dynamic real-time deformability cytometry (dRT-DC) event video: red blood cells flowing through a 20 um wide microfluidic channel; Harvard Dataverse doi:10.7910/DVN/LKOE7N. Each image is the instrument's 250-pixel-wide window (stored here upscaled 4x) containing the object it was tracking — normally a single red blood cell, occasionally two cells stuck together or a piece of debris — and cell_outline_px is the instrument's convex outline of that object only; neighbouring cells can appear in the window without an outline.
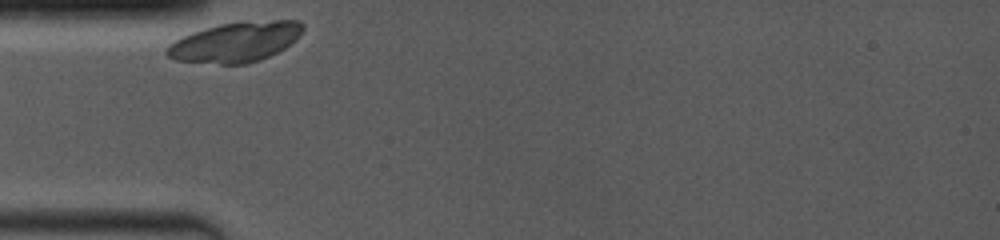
{"species": "common noctule bat (a hibernating species)", "species_latin": "Nyctalus noctula", "temperature_condition": "room temperature", "stored_images_in_passage": 24, "camera_frame_rate_fps": 4000, "um_per_image_px": 0.085, "animal": {"sex": "female", "body_mass_g": 19.0, "forearm_length_mm": 53.3}, "frame": {"image": 1, "passage_image": 1, "time_ms": 0.0, "image_size_px": [1000, 240], "cell_outline_px": [[304, 28], [300, 36], [284, 48], [260, 60], [244, 64], [220, 64], [176, 60], [168, 56], [164, 52], [168, 44], [192, 32], [220, 24], [244, 20], [300, 20], [304, 24]], "centroid_in_image_um": [20.04, 3.55], "position_along_channel_um": 65.0, "area_um2": 31.85}}